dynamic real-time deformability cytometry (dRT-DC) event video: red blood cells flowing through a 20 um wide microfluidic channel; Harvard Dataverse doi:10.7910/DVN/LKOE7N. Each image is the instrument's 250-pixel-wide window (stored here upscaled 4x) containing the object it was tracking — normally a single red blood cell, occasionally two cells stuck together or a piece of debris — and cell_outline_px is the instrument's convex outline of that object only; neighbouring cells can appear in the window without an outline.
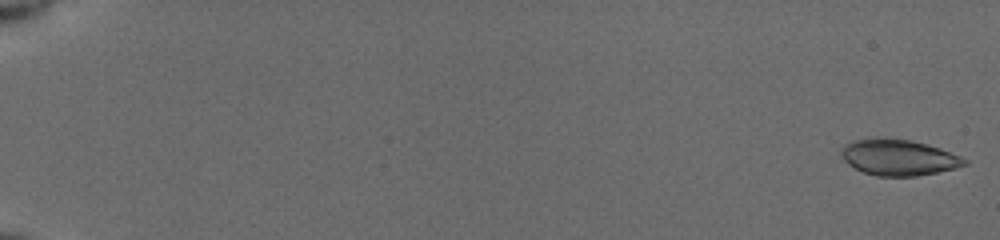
{"species": "common noctule bat (a hibernating species)", "species_latin": "Nyctalus noctula", "temperature_condition": "cold", "stored_images_in_passage": 19, "camera_frame_rate_fps": 3000, "um_per_image_px": 0.085, "animal": {"sex": "female", "body_mass_g": 19.5, "forearm_length_mm": 54.1}, "frame": {"image": 1, "passage_image": 1, "time_ms": 0.0, "image_size_px": [1000, 240], "cell_outline_px": [[968, 164], [936, 172], [916, 176], [876, 176], [864, 172], [848, 164], [840, 156], [840, 152], [844, 144], [852, 140], [868, 136], [876, 136], [908, 140], [940, 148], [960, 156], [968, 160]], "centroid_in_image_um": [76.3, 13.35], "position_along_channel_um": 8.7, "area_um2": 26.01}}
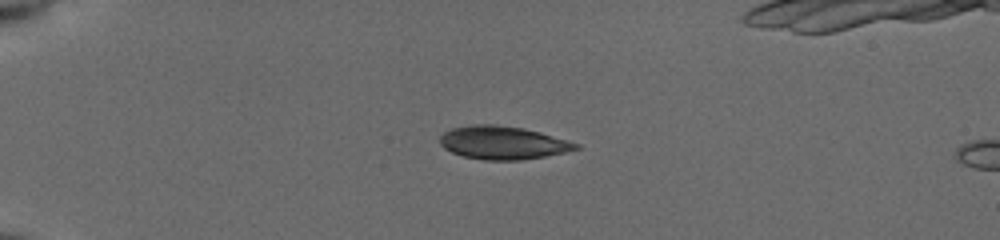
{"frame": {"image": 2, "passage_image": 15, "time_ms": 4.667, "image_size_px": [1000, 240], "cell_outline_px": [[580, 148], [564, 152], [544, 156], [520, 160], [488, 160], [464, 156], [452, 152], [444, 148], [440, 144], [440, 136], [444, 132], [452, 128], [472, 124], [496, 124], [524, 128], [540, 132], [580, 144]], "centroid_in_image_um": [42.73, 12.12], "position_along_channel_um": 42.3, "area_um2": 26.13}}